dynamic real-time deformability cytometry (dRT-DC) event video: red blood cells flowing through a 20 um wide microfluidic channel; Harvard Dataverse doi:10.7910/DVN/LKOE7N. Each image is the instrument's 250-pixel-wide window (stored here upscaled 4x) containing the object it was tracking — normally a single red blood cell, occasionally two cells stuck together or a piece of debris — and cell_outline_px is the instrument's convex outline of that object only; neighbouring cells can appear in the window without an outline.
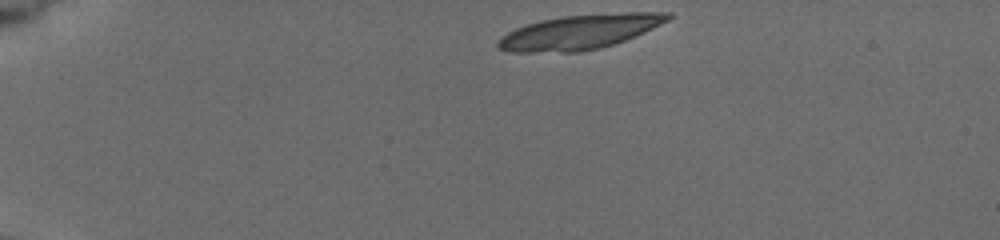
{"species": "common noctule bat (a hibernating species)", "species_latin": "Nyctalus noctula", "temperature_condition": "cold", "stored_images_in_passage": 5, "camera_frame_rate_fps": 3000, "um_per_image_px": 0.085, "animal": {"sex": "female", "body_mass_g": 19.5, "forearm_length_mm": 54.1}, "frame": {"image": 1, "passage_image": 1, "time_ms": 0.0, "image_size_px": [1000, 240], "cell_outline_px": [[672, 16], [668, 20], [644, 32], [624, 40], [600, 48], [580, 52], [512, 52], [496, 48], [496, 40], [500, 36], [516, 28], [540, 20], [560, 16], [624, 12], [672, 12]], "centroid_in_image_um": [49.24, 2.71], "position_along_channel_um": 35.8, "area_um2": 34.22}}